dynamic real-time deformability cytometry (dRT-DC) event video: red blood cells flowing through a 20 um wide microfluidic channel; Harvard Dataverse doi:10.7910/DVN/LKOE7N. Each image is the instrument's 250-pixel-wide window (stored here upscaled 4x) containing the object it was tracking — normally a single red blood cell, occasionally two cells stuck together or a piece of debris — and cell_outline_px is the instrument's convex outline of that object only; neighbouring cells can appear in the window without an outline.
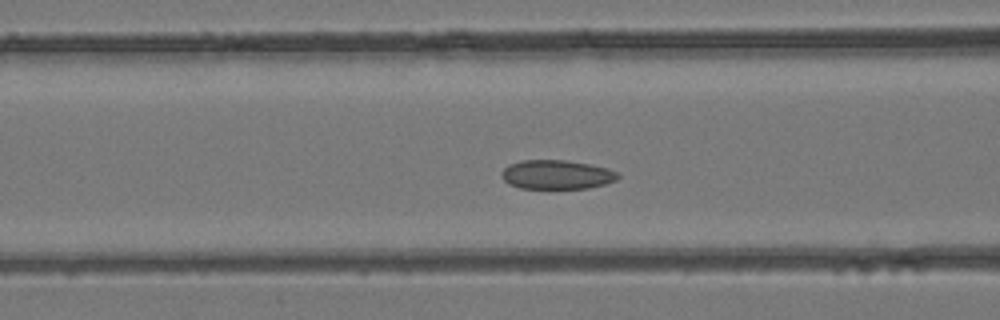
{"species": "common noctule bat (a hibernating species)", "species_latin": "Nyctalus noctula", "temperature_condition": "room temperature", "stored_images_in_passage": 31, "camera_frame_rate_fps": 3000, "um_per_image_px": 0.085, "animal": {"sex": "female", "body_mass_g": 24.6, "forearm_length_mm": 56.2}, "frame": {"image": 1, "passage_image": 5, "time_ms": 1.333, "image_size_px": [1000, 320], "cell_outline_px": [[620, 176], [616, 180], [604, 184], [588, 188], [520, 188], [508, 184], [504, 180], [500, 172], [508, 164], [520, 160], [568, 160], [608, 168], [616, 172]], "centroid_in_image_um": [47.28, 14.83], "position_along_channel_um": 119.3, "area_um2": 19.77}}
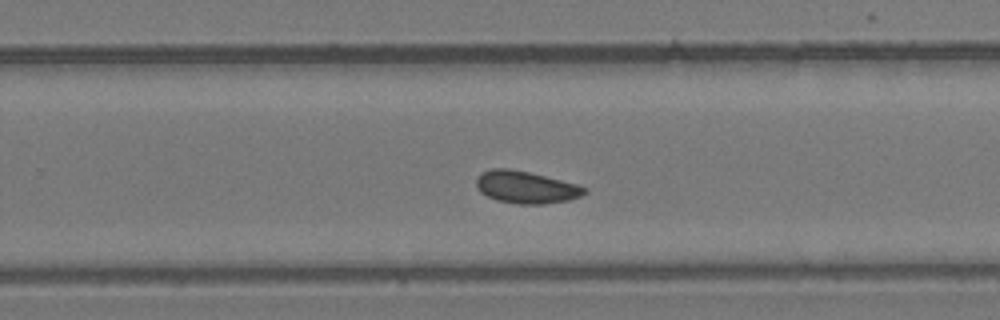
{"frame": {"image": 2, "passage_image": 15, "time_ms": 4.667, "image_size_px": [1000, 320], "cell_outline_px": [[588, 192], [580, 196], [568, 200], [544, 204], [520, 204], [496, 200], [480, 192], [476, 188], [476, 176], [480, 172], [492, 168], [508, 168], [528, 172], [576, 184], [584, 188]], "centroid_in_image_um": [44.64, 15.91], "position_along_channel_um": 285.2, "area_um2": 20.23}}
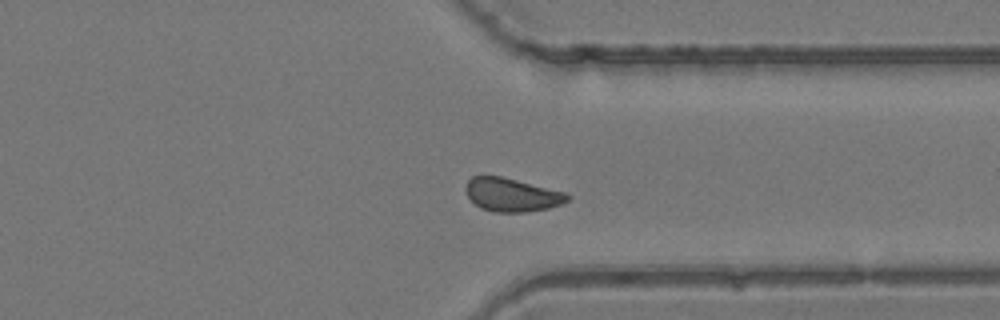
{"frame": {"image": 3, "passage_image": 20, "time_ms": 6.333, "image_size_px": [1000, 320], "cell_outline_px": [[572, 196], [568, 200], [560, 204], [548, 208], [524, 212], [492, 212], [480, 208], [468, 196], [464, 188], [468, 180], [472, 176], [500, 176], [568, 192]], "centroid_in_image_um": [43.52, 16.55], "position_along_channel_um": 367.9, "area_um2": 19.88}}